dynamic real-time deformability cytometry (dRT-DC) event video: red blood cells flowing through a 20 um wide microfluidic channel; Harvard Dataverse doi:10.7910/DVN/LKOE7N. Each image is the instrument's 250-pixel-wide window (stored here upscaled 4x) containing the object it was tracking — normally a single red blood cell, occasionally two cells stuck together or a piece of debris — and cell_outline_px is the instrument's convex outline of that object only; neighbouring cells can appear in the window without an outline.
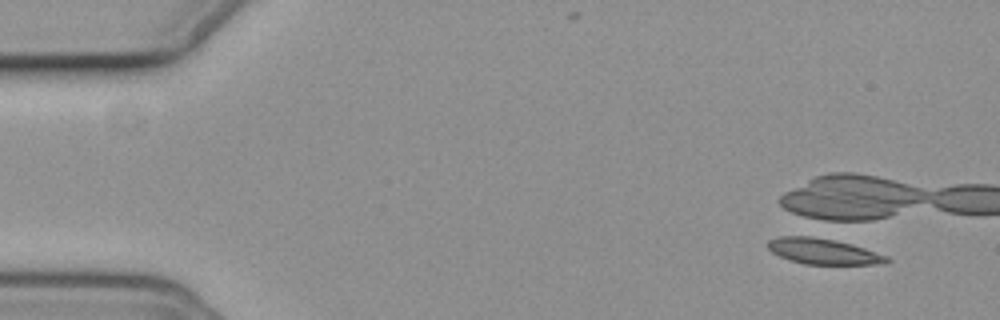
{"species": "common noctule bat (a hibernating species)", "species_latin": "Nyctalus noctula", "temperature_condition": "cold", "stored_images_in_passage": 4, "camera_frame_rate_fps": 3000, "um_per_image_px": 0.085, "animal": {"sex": "female", "body_mass_g": 19.3, "forearm_length_mm": 54.1}, "frame": {"image": 1, "passage_image": 1, "time_ms": 0.0, "image_size_px": [1000, 320], "cell_outline_px": [[892, 260], [884, 264], [804, 264], [780, 256], [772, 252], [768, 248], [768, 240], [776, 236], [804, 232], [824, 236], [852, 244], [888, 256]], "centroid_in_image_um": [69.92, 21.29], "position_along_channel_um": 15.1, "area_um2": 18.79}}